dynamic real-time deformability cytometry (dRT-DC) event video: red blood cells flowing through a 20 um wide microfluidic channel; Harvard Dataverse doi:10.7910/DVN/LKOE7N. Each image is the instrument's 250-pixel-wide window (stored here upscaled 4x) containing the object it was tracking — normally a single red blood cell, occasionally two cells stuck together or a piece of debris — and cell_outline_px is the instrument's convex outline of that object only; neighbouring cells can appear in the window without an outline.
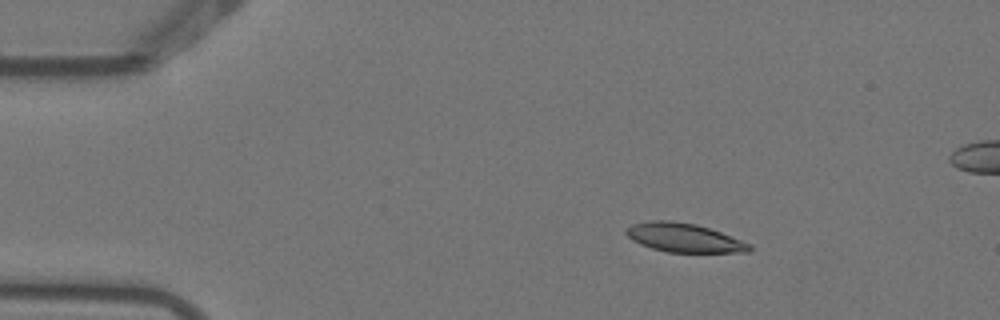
{"species": "Egyptian fruit bat (a non-hibernating species)", "species_latin": "Rousettus aegyptiacus", "temperature_condition": "warm", "stored_images_in_passage": 6, "camera_frame_rate_fps": 3000, "um_per_image_px": 0.085, "animal": {"sex": "female"}, "frame": {"image": 1, "passage_image": 3, "time_ms": 0.667, "image_size_px": [1000, 320], "cell_outline_px": [[752, 248], [748, 252], [668, 252], [652, 248], [640, 244], [632, 240], [624, 232], [632, 224], [648, 220], [672, 220], [696, 224], [720, 232], [752, 244]], "centroid_in_image_um": [58.13, 20.2], "position_along_channel_um": 26.9, "area_um2": 20.69}}